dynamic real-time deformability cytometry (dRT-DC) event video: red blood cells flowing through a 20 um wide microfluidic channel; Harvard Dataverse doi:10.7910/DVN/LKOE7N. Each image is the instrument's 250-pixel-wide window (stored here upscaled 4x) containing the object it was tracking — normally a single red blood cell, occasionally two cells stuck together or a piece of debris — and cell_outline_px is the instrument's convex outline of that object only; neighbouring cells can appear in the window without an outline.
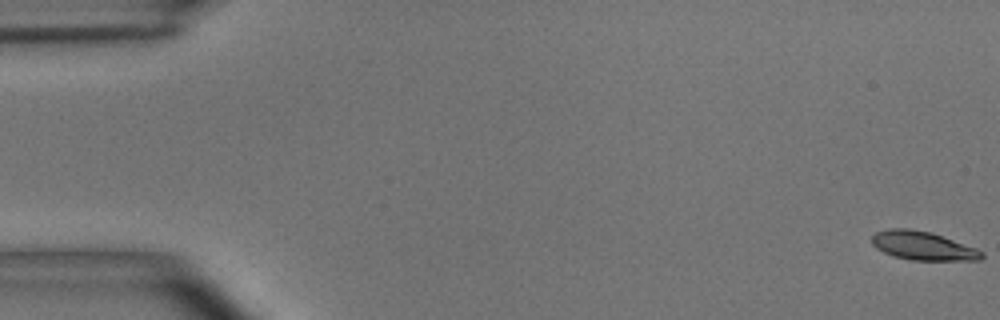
{"species": "common noctule bat (a hibernating species)", "species_latin": "Nyctalus noctula", "temperature_condition": "room temperature", "stored_images_in_passage": 56, "camera_frame_rate_fps": 3000, "um_per_image_px": 0.085, "animal": {"sex": "male", "body_mass_g": 15.6}, "frame": {"image": 1, "passage_image": 1, "time_ms": 0.0, "image_size_px": [1000, 320], "cell_outline_px": [[984, 256], [980, 260], [912, 260], [892, 256], [876, 248], [872, 244], [872, 236], [876, 232], [888, 228], [908, 228], [932, 232], [976, 248], [984, 252]], "centroid_in_image_um": [78.44, 20.88], "position_along_channel_um": 6.6, "area_um2": 18.44}}
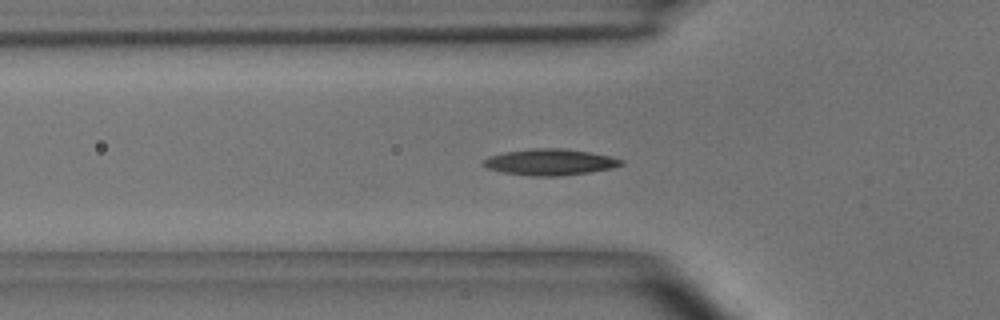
{"frame": {"image": 2, "passage_image": 19, "time_ms": 6.0, "image_size_px": [1000, 320], "cell_outline_px": [[624, 164], [612, 168], [588, 172], [560, 176], [532, 176], [504, 172], [488, 168], [484, 164], [484, 160], [488, 156], [504, 152], [532, 148], [560, 148], [588, 152], [608, 156], [624, 160]], "centroid_in_image_um": [46.75, 13.77], "position_along_channel_um": 79.0, "area_um2": 20.81}}
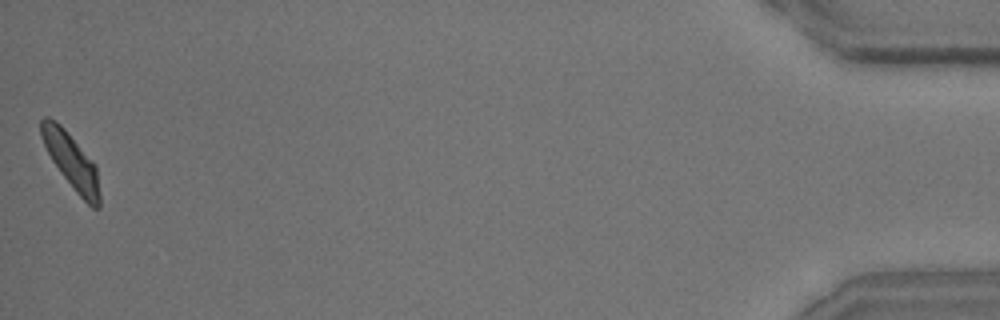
{"frame": {"image": 3, "passage_image": 56, "time_ms": 18.333, "image_size_px": [1000, 320], "cell_outline_px": [[100, 208], [92, 208], [76, 192], [52, 160], [40, 136], [40, 120], [44, 116], [48, 116], [56, 120], [64, 128], [96, 164], [100, 196]], "centroid_in_image_um": [6.06, 13.66], "position_along_channel_um": 429.1, "area_um2": 18.79}, "authors_computed_cell_mechanics": {"area_um2": 18.8428, "velocity_mm_per_s": 3.5919, "shape_relaxation_time_tau1_ms": 3.8536, "shape_relaxation_time_tau2_ms": 5.9586, "deformation_change_tau1": 0.1297, "deformation_change_tau2": 0.1082}}